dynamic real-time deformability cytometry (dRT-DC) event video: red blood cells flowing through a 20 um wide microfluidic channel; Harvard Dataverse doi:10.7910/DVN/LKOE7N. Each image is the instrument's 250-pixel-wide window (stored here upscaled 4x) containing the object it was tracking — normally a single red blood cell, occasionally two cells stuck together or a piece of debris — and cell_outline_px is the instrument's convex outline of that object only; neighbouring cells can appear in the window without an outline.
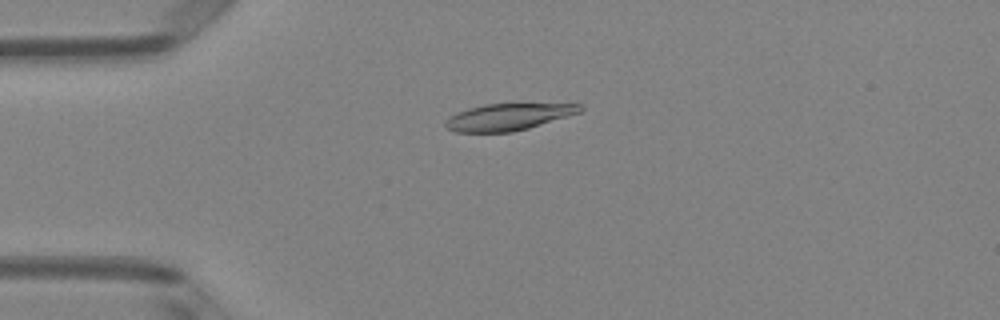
{"species": "Egyptian fruit bat (a non-hibernating species)", "species_latin": "Rousettus aegyptiacus", "temperature_condition": "room temperature", "stored_images_in_passage": 39, "camera_frame_rate_fps": 3000, "um_per_image_px": 0.085, "animal": {"sex": "female"}, "frame": {"image": 1, "passage_image": 1, "time_ms": 0.0, "image_size_px": [1000, 320], "cell_outline_px": [[584, 108], [580, 112], [528, 128], [512, 132], [456, 132], [448, 128], [444, 124], [452, 116], [468, 108], [484, 104], [580, 104]], "centroid_in_image_um": [43.22, 9.94], "position_along_channel_um": 41.8, "area_um2": 20.52}}
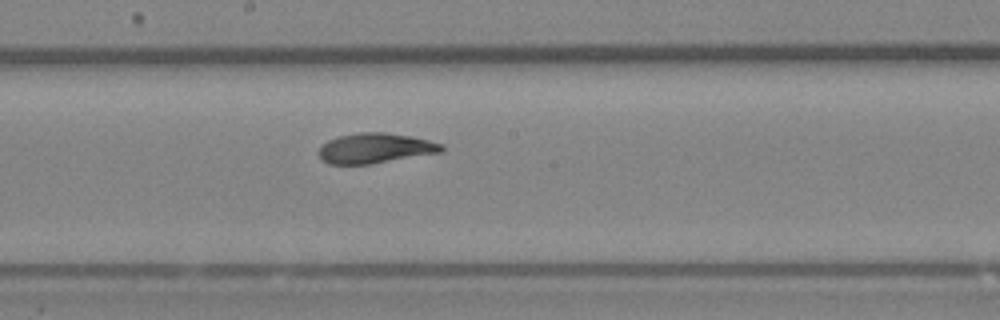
{"frame": {"image": 2, "passage_image": 16, "time_ms": 5.0, "image_size_px": [1000, 320], "cell_outline_px": [[444, 148], [440, 152], [368, 164], [328, 164], [316, 152], [328, 140], [340, 136], [360, 132], [384, 132], [412, 136], [444, 144]], "centroid_in_image_um": [31.89, 12.59], "position_along_channel_um": 216.3, "area_um2": 21.27}}
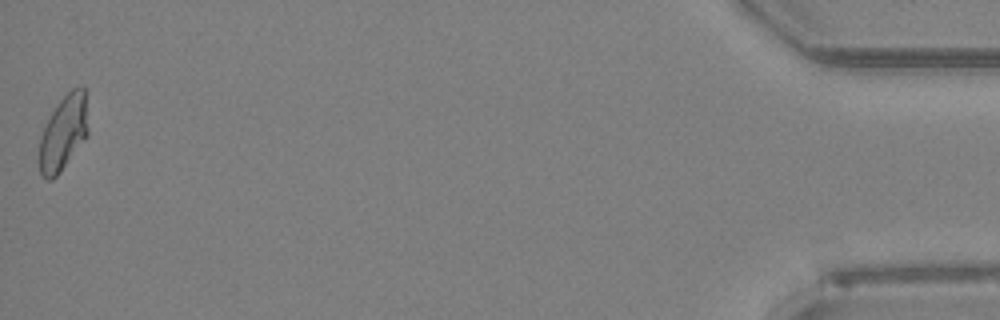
{"frame": {"image": 3, "passage_image": 39, "time_ms": 12.667, "image_size_px": [1000, 320], "cell_outline_px": [[88, 136], [60, 172], [52, 180], [48, 180], [40, 172], [36, 160], [40, 136], [52, 112], [60, 100], [72, 88], [84, 84], [88, 132]], "centroid_in_image_um": [5.36, 11.33], "position_along_channel_um": 429.8, "area_um2": 21.62}, "authors_computed_cell_mechanics": {"area_um2": 21.5016, "velocity_mm_per_s": 4.0178, "shape_relaxation_time_tau1_ms": 4.1282, "shape_relaxation_time_tau2_ms": 1.4088, "deformation_change_tau1": 0.174, "deformation_change_tau2": 0.0754}}